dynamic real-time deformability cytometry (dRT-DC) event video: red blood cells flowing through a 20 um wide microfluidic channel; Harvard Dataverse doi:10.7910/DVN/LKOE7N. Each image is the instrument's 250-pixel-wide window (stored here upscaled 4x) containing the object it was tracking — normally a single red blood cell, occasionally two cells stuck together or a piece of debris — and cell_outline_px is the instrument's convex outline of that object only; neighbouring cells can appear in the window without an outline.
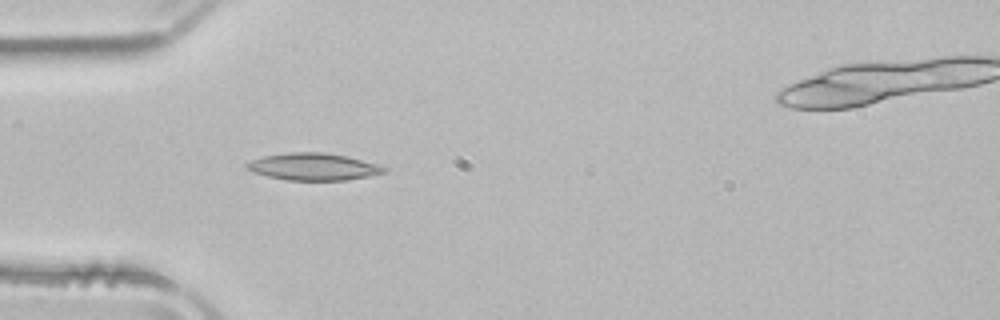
{"species": "common noctule bat (a hibernating species)", "species_latin": "Nyctalus noctula", "temperature_condition": "room temperature", "stored_images_in_passage": 37, "camera_frame_rate_fps": 3000, "um_per_image_px": 0.085, "animal": {"sex": "male", "body_mass_g": 21.5, "forearm_length_mm": 52.0}, "frame": {"image": 1, "passage_image": 2, "time_ms": 0.333, "image_size_px": [1000, 320], "cell_outline_px": [[388, 168], [384, 172], [368, 176], [348, 180], [288, 180], [268, 176], [252, 172], [244, 164], [252, 160], [264, 156], [288, 152], [324, 152], [348, 156], [376, 164]], "centroid_in_image_um": [26.63, 14.16], "position_along_channel_um": 58.4, "area_um2": 21.56}}
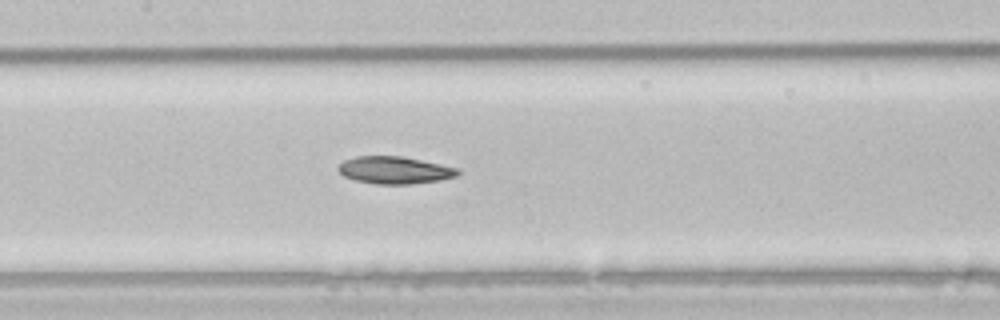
{"frame": {"image": 2, "passage_image": 11, "time_ms": 3.333, "image_size_px": [1000, 320], "cell_outline_px": [[460, 172], [456, 176], [440, 180], [412, 184], [376, 184], [356, 180], [344, 176], [336, 168], [344, 160], [356, 156], [400, 156], [460, 168]], "centroid_in_image_um": [33.55, 14.46], "position_along_channel_um": 173.9, "area_um2": 18.96}}
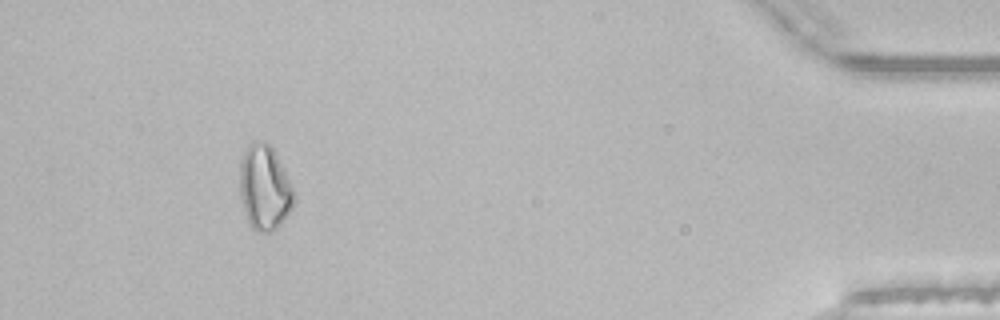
{"frame": {"image": 3, "passage_image": 34, "time_ms": 11.0, "image_size_px": [1000, 320], "cell_outline_px": [[296, 196], [292, 208], [280, 224], [276, 228], [268, 232], [260, 232], [252, 228], [248, 224], [240, 196], [240, 160], [248, 144], [252, 140], [264, 140], [272, 148]], "centroid_in_image_um": [22.45, 15.95], "position_along_channel_um": 412.7, "area_um2": 26.59}}